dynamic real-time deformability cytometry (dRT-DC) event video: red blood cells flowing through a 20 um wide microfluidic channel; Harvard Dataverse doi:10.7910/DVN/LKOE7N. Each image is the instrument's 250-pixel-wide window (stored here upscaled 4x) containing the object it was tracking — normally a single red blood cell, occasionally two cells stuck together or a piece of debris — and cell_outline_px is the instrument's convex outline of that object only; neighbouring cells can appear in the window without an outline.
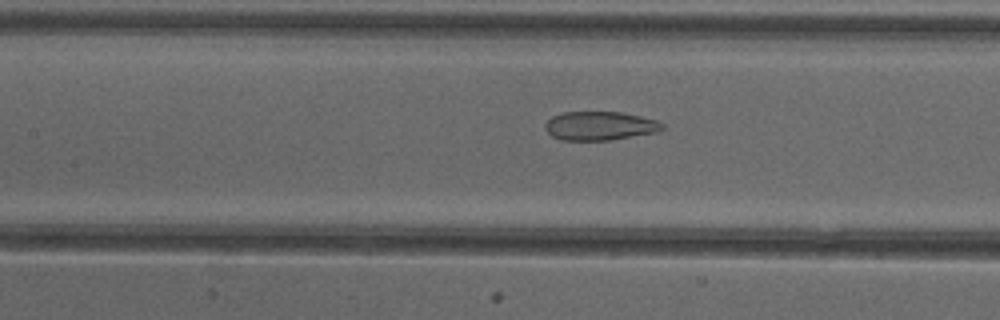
{"species": "common noctule bat (a hibernating species)", "species_latin": "Nyctalus noctula", "temperature_condition": "cold", "stored_images_in_passage": 51, "camera_frame_rate_fps": 3000, "um_per_image_px": 0.085, "animal": {"sex": "female"}, "frame": {"image": 1, "passage_image": 23, "time_ms": 7.333, "image_size_px": [1000, 320], "cell_outline_px": [[664, 128], [656, 132], [608, 140], [560, 140], [552, 136], [544, 128], [544, 124], [552, 116], [560, 112], [620, 112], [640, 116], [656, 120], [664, 124]], "centroid_in_image_um": [50.95, 10.69], "position_along_channel_um": 156.5, "area_um2": 19.59}}
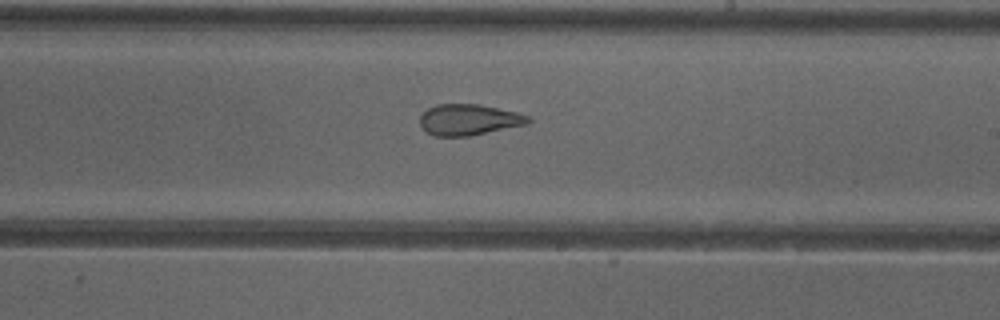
{"frame": {"image": 2, "passage_image": 30, "time_ms": 9.667, "image_size_px": [1000, 320], "cell_outline_px": [[532, 120], [528, 124], [472, 136], [432, 136], [420, 124], [420, 116], [428, 108], [436, 104], [480, 104], [516, 112], [528, 116]], "centroid_in_image_um": [39.87, 10.18], "position_along_channel_um": 249.1, "area_um2": 19.65}}
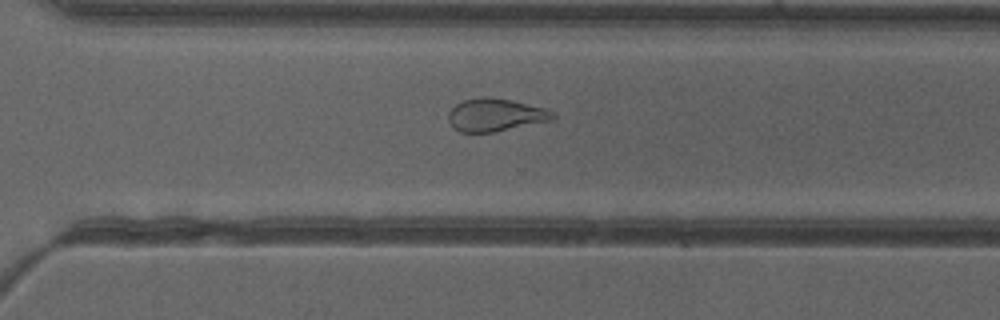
{"frame": {"image": 3, "passage_image": 36, "time_ms": 11.667, "image_size_px": [1000, 320], "cell_outline_px": [[556, 116], [552, 120], [492, 132], [460, 132], [452, 128], [448, 120], [448, 112], [456, 104], [464, 100], [480, 96], [492, 96], [512, 100], [548, 108], [556, 112]], "centroid_in_image_um": [42.12, 9.75], "position_along_channel_um": 328.5, "area_um2": 20.29}, "authors_computed_cell_mechanics": {"area_um2": 23.5246, "velocity_mm_per_s": 3.9848, "shape_relaxation_time_tau1_ms": null, "shape_relaxation_time_tau2_ms": 2.0567, "deformation_change_tau1": null, "deformation_change_tau2": 0.0974}}